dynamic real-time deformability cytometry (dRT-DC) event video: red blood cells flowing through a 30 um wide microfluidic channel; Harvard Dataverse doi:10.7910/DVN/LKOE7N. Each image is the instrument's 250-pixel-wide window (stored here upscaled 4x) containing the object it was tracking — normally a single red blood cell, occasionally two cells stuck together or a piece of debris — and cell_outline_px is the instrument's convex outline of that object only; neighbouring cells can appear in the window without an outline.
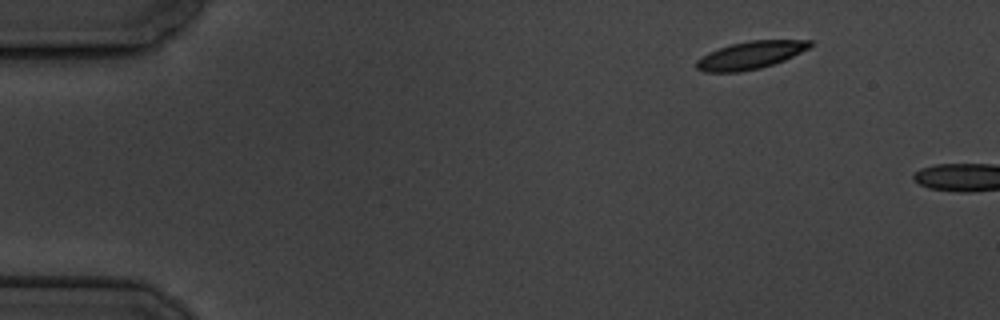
{"species": "common noctule bat (a hibernating species)", "species_latin": "Nyctalus noctula", "temperature_condition": "cold", "stored_images_in_passage": 2, "camera_frame_rate_fps": 3000, "um_per_image_px": 0.085, "animal": {"sex": "male", "body_mass_g": 19.5, "forearm_length_mm": 54.6}, "frame": {"image": 1, "passage_image": 1, "time_ms": 0.0, "image_size_px": [1000, 320], "cell_outline_px": [[816, 44], [784, 60], [760, 68], [740, 72], [704, 72], [696, 68], [696, 60], [700, 56], [708, 52], [732, 44], [748, 40], [812, 40]], "centroid_in_image_um": [63.77, 4.69], "position_along_channel_um": 21.2, "area_um2": 18.32}}